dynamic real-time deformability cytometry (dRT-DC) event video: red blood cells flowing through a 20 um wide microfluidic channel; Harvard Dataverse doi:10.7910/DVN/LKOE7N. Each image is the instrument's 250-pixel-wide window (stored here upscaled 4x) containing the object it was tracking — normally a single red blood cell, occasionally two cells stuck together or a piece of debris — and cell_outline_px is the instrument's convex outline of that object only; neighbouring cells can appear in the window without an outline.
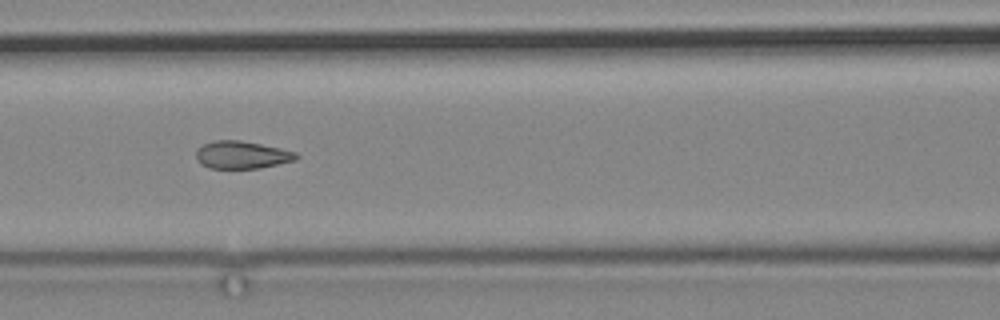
{"species": "common noctule bat (a hibernating species)", "species_latin": "Nyctalus noctula", "temperature_condition": "cold", "stored_images_in_passage": 11, "camera_frame_rate_fps": 3000, "um_per_image_px": 0.085, "animal": {"sex": "male", "body_mass_g": 19.2, "forearm_length_mm": 51.8}, "frame": {"image": 1, "passage_image": 10, "time_ms": 11.333, "image_size_px": [1000, 320], "cell_outline_px": [[300, 156], [296, 160], [260, 168], [208, 168], [200, 164], [196, 160], [196, 148], [204, 144], [216, 140], [240, 140], [280, 148], [296, 152]], "centroid_in_image_um": [20.54, 13.17], "position_along_channel_um": 146.1, "area_um2": 16.18}}
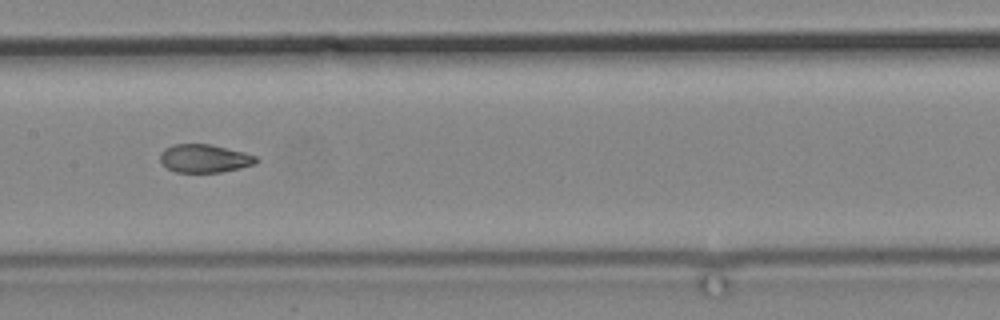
{"frame": {"image": 2, "passage_image": 11, "time_ms": 12.667, "image_size_px": [1000, 320], "cell_outline_px": [[260, 160], [256, 164], [240, 168], [220, 172], [176, 172], [168, 168], [160, 160], [160, 152], [164, 148], [172, 144], [212, 144], [244, 152], [256, 156]], "centroid_in_image_um": [17.4, 13.45], "position_along_channel_um": 190.0, "area_um2": 15.9}}